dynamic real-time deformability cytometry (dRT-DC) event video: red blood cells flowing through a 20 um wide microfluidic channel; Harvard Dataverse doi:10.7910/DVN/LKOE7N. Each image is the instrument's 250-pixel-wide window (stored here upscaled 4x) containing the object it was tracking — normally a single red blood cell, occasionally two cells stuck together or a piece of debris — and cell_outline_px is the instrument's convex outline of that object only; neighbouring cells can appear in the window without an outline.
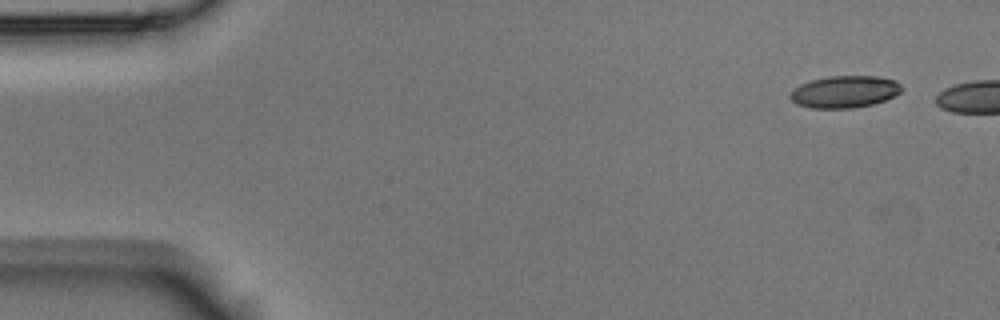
{"species": "Egyptian fruit bat (a non-hibernating species)", "species_latin": "Rousettus aegyptiacus", "temperature_condition": "room temperature", "stored_images_in_passage": 5, "camera_frame_rate_fps": 3000, "um_per_image_px": 0.085, "animal": {"sex": "male"}, "frame": {"image": 1, "passage_image": 1, "time_ms": 0.0, "image_size_px": [1000, 320], "cell_outline_px": [[904, 88], [900, 92], [884, 100], [872, 104], [852, 108], [812, 108], [796, 104], [788, 96], [800, 84], [812, 80], [828, 76], [876, 76], [896, 80]], "centroid_in_image_um": [71.8, 7.79], "position_along_channel_um": 13.2, "area_um2": 20.69}}